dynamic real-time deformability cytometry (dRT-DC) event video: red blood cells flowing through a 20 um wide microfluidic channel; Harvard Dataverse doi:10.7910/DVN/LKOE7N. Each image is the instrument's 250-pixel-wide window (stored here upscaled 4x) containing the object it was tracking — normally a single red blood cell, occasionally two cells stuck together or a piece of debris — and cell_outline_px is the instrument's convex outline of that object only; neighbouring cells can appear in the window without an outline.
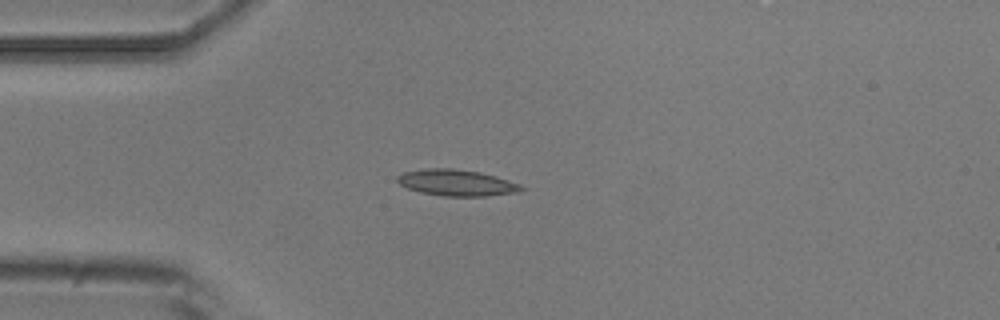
{"species": "common noctule bat (a hibernating species)", "species_latin": "Nyctalus noctula", "temperature_condition": "room temperature", "stored_images_in_passage": 6, "camera_frame_rate_fps": 3000, "um_per_image_px": 0.085, "animal": {"sex": "male", "body_mass_g": 20.5, "forearm_length_mm": 52.5}, "frame": {"image": 1, "passage_image": 3, "time_ms": 3.333, "image_size_px": [1000, 320], "cell_outline_px": [[524, 188], [516, 192], [488, 196], [444, 196], [420, 192], [408, 188], [400, 184], [396, 180], [396, 176], [404, 172], [424, 168], [452, 168], [480, 172], [520, 184]], "centroid_in_image_um": [38.76, 15.53], "position_along_channel_um": 46.2, "area_um2": 18.84}}
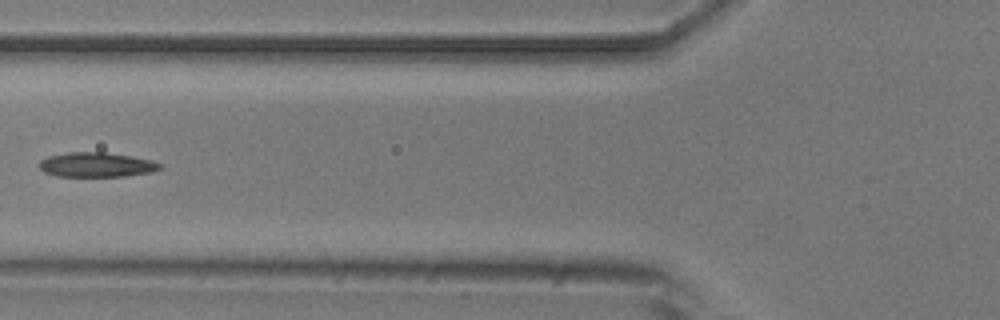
{"frame": {"image": 2, "passage_image": 5, "time_ms": 5.667, "image_size_px": [1000, 320], "cell_outline_px": [[164, 168], [152, 172], [124, 176], [56, 176], [44, 172], [40, 168], [40, 160], [48, 156], [68, 152], [104, 152], [132, 156], [152, 160], [164, 164]], "centroid_in_image_um": [8.26, 14.0], "position_along_channel_um": 117.5, "area_um2": 17.46}}
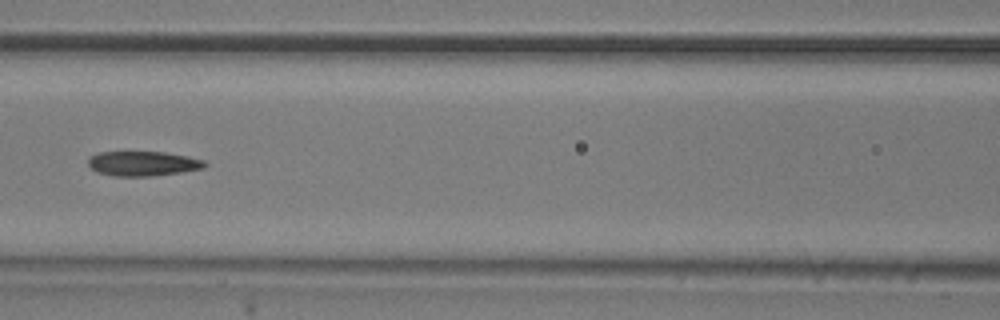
{"frame": {"image": 3, "passage_image": 6, "time_ms": 6.667, "image_size_px": [1000, 320], "cell_outline_px": [[208, 164], [204, 168], [180, 172], [148, 176], [112, 176], [96, 172], [88, 164], [88, 160], [92, 156], [100, 152], [164, 152], [188, 156], [204, 160]], "centroid_in_image_um": [12.16, 13.9], "position_along_channel_um": 154.4, "area_um2": 16.7}}